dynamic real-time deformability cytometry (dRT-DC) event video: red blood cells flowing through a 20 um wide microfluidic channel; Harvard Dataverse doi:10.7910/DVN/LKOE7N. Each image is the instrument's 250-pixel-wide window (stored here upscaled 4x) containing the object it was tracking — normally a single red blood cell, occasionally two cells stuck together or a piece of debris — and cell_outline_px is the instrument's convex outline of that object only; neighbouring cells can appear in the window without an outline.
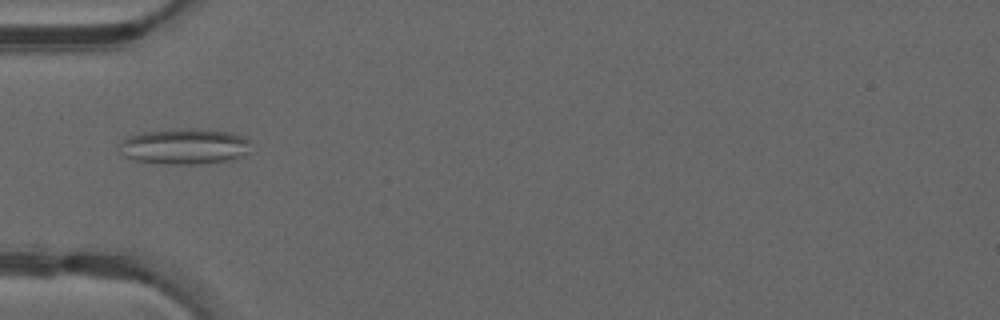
{"species": "common noctule bat (a hibernating species)", "species_latin": "Nyctalus noctula", "temperature_condition": "warm", "stored_images_in_passage": 49, "camera_frame_rate_fps": 3000, "um_per_image_px": 0.085, "animal": {"sex": "male", "forearm_length_mm": 52.5}, "frame": {"image": 1, "passage_image": 17, "time_ms": 5.333, "image_size_px": [1000, 320], "cell_outline_px": [[248, 152], [240, 156], [224, 160], [200, 164], [164, 164], [136, 160], [124, 156], [116, 148], [128, 136], [140, 132], [180, 128], [200, 128], [232, 132], [248, 140]], "centroid_in_image_um": [15.61, 12.42], "position_along_channel_um": 69.4, "area_um2": 27.4}}
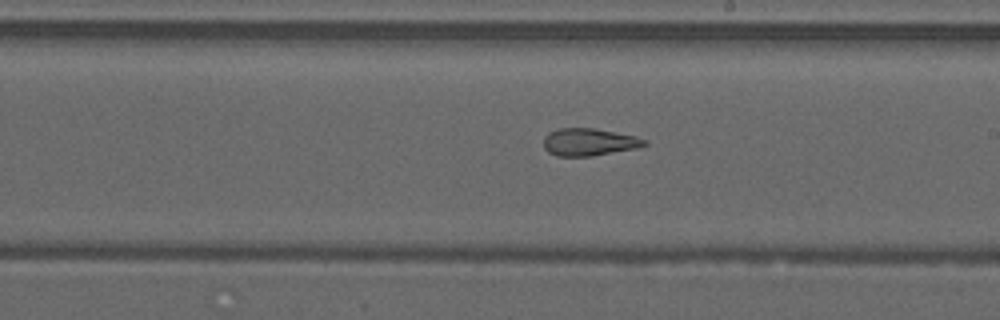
{"frame": {"image": 2, "passage_image": 29, "time_ms": 9.333, "image_size_px": [1000, 320], "cell_outline_px": [[648, 144], [636, 148], [592, 156], [556, 156], [548, 152], [544, 148], [544, 136], [548, 132], [560, 128], [592, 128], [636, 136], [648, 140]], "centroid_in_image_um": [50.06, 12.07], "position_along_channel_um": 238.9, "area_um2": 16.13}}
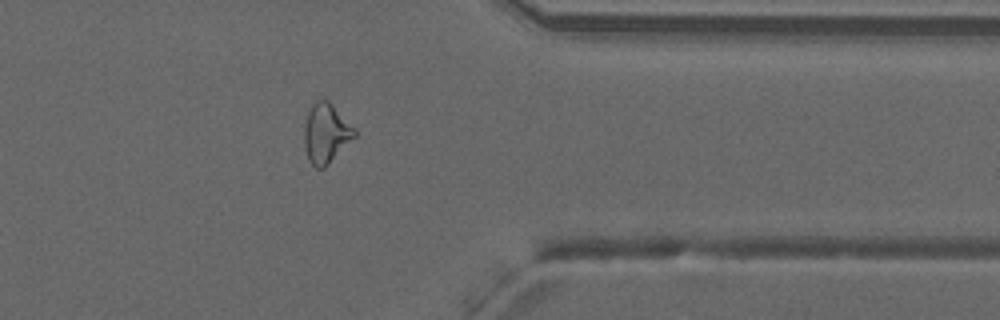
{"frame": {"image": 3, "passage_image": 40, "time_ms": 13.0, "image_size_px": [1000, 320], "cell_outline_px": [[356, 136], [324, 168], [316, 168], [308, 160], [304, 144], [304, 128], [308, 112], [312, 104], [316, 100], [328, 100], [356, 128]], "centroid_in_image_um": [27.72, 11.33], "position_along_channel_um": 383.7, "area_um2": 17.46}, "authors_computed_cell_mechanics": {"area_um2": 19.5942, "velocity_mm_per_s": 4.2393, "shape_relaxation_time_tau1_ms": null, "shape_relaxation_time_tau2_ms": 1.875, "deformation_change_tau1": null, "deformation_change_tau2": 0.1094}}